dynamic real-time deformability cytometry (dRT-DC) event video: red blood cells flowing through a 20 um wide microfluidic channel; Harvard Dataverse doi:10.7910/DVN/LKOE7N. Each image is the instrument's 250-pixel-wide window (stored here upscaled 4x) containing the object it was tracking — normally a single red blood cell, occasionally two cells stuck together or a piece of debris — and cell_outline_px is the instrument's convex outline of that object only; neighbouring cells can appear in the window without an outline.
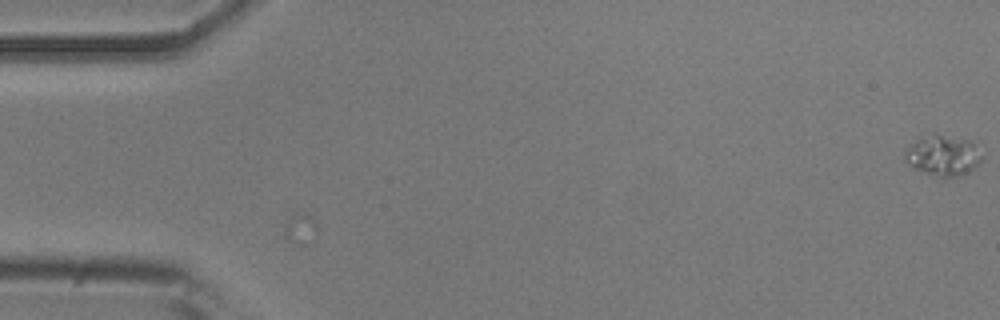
{"species": "common noctule bat (a hibernating species)", "species_latin": "Nyctalus noctula", "temperature_condition": "room temperature", "stored_images_in_passage": 54, "camera_frame_rate_fps": 3000, "um_per_image_px": 0.085, "animal": {"sex": "male", "body_mass_g": 20.5, "forearm_length_mm": 52.5}, "frame": {"image": 1, "passage_image": 1, "time_ms": 0.0, "image_size_px": [1000, 320], "cell_outline_px": [[984, 156], [968, 172], [944, 180], [932, 176], [912, 168], [904, 160], [904, 152], [920, 136], [940, 136], [968, 140]], "centroid_in_image_um": [80.09, 13.29], "position_along_channel_um": 4.9, "area_um2": 17.92}}
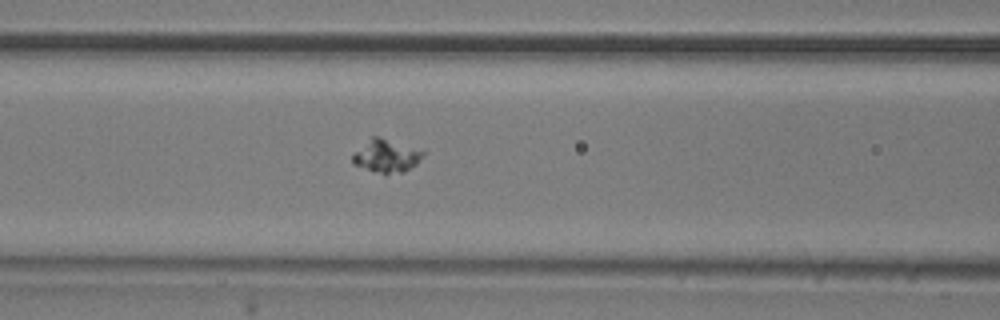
{"frame": {"image": 2, "passage_image": 23, "time_ms": 7.333, "image_size_px": [1000, 320], "cell_outline_px": [[424, 156], [416, 164], [404, 172], [384, 176], [352, 164], [352, 156], [372, 136], [380, 136], [424, 148]], "centroid_in_image_um": [32.91, 13.26], "position_along_channel_um": 133.7, "area_um2": 14.16}}
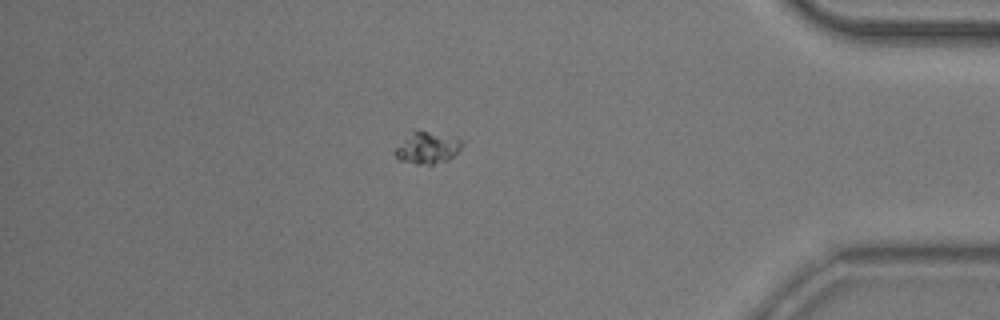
{"frame": {"image": 3, "passage_image": 47, "time_ms": 15.333, "image_size_px": [1000, 320], "cell_outline_px": [[460, 148], [448, 160], [432, 164], [416, 164], [400, 160], [396, 156], [396, 148], [412, 128], [416, 128], [460, 140]], "centroid_in_image_um": [36.25, 12.54], "position_along_channel_um": 399.0, "area_um2": 12.08}}